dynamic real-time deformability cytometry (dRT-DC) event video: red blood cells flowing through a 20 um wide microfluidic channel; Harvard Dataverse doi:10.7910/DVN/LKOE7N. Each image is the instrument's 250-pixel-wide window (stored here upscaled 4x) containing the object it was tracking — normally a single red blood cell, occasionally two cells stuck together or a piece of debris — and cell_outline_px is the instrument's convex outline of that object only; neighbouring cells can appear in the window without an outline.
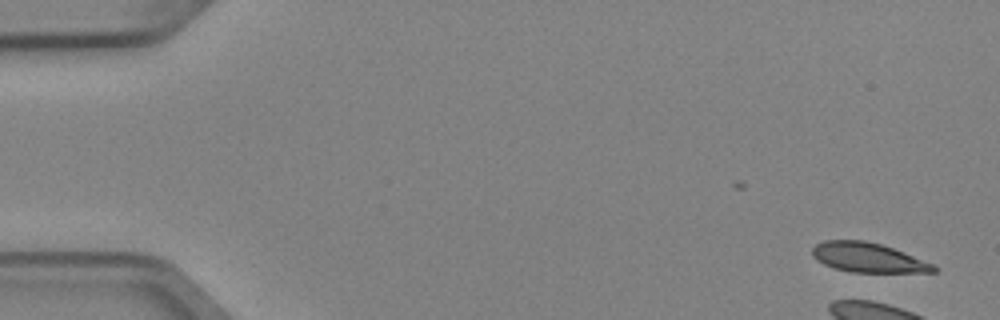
{"species": "Egyptian fruit bat (a non-hibernating species)", "species_latin": "Rousettus aegyptiacus", "temperature_condition": "cold", "stored_images_in_passage": 2, "camera_frame_rate_fps": 3000, "um_per_image_px": 0.085, "animal": {"sex": "female"}, "frame": {"image": 1, "passage_image": 2, "time_ms": 0.333, "image_size_px": [1000, 320], "cell_outline_px": [[936, 272], [852, 272], [836, 268], [824, 264], [816, 260], [812, 256], [812, 248], [816, 244], [824, 240], [864, 240], [880, 244], [904, 252], [936, 264]], "centroid_in_image_um": [73.79, 21.89], "position_along_channel_um": 11.2, "area_um2": 20.87}}